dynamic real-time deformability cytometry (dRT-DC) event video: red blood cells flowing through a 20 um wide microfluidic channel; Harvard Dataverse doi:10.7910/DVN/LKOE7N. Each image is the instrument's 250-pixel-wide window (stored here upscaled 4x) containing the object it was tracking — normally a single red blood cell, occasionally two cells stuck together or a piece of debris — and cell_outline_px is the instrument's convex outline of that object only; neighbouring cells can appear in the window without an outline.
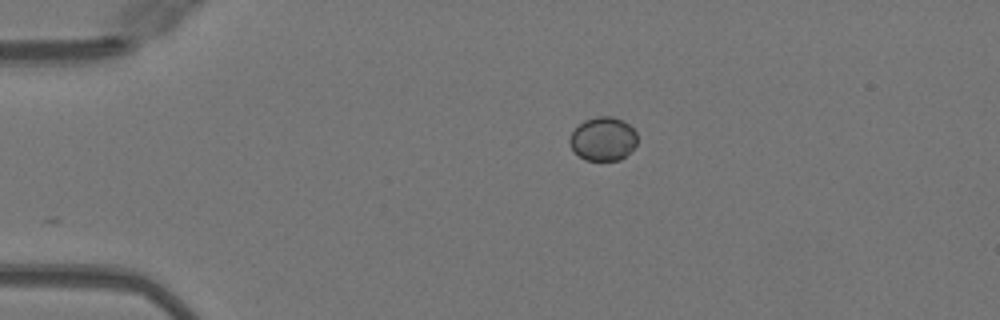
{"species": "Egyptian fruit bat (a non-hibernating species)", "species_latin": "Rousettus aegyptiacus", "temperature_condition": "warm", "stored_images_in_passage": 30, "camera_frame_rate_fps": 3000, "um_per_image_px": 0.085, "animal": {"sex": "female"}, "frame": {"image": 1, "passage_image": 1, "time_ms": 0.0, "image_size_px": [1000, 320], "cell_outline_px": [[636, 144], [620, 160], [584, 160], [572, 148], [568, 140], [572, 132], [584, 120], [596, 116], [612, 116], [628, 124], [636, 132]], "centroid_in_image_um": [51.24, 11.8], "position_along_channel_um": 33.8, "area_um2": 16.94}}
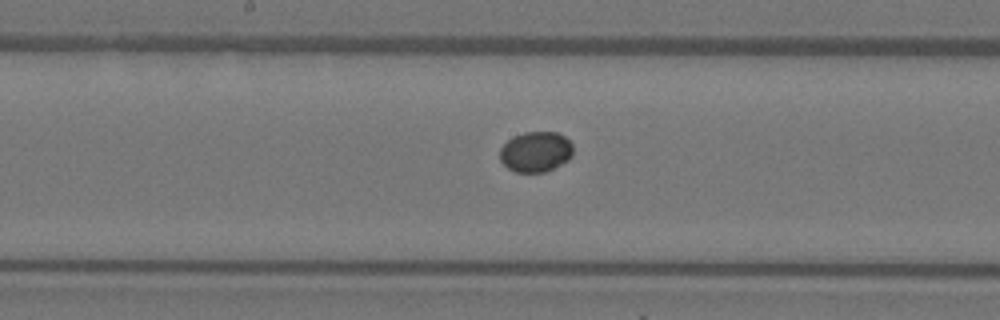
{"frame": {"image": 2, "passage_image": 17, "time_ms": 5.333, "image_size_px": [1000, 320], "cell_outline_px": [[572, 156], [568, 160], [544, 172], [516, 172], [508, 168], [500, 160], [500, 148], [512, 136], [524, 132], [556, 132], [564, 136], [572, 144]], "centroid_in_image_um": [45.52, 12.89], "position_along_channel_um": 202.7, "area_um2": 17.17}}
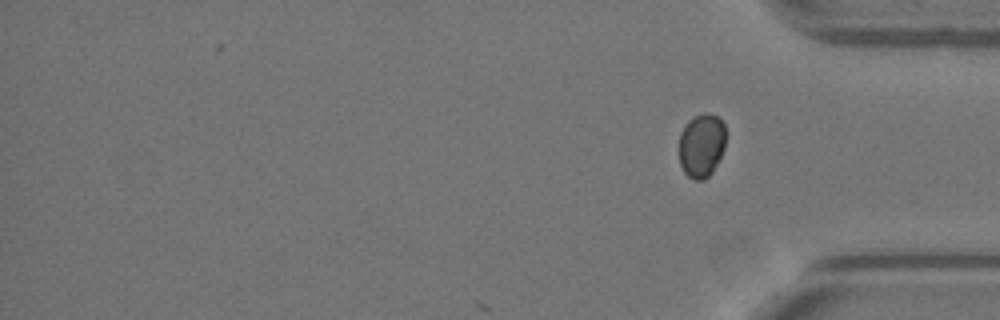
{"frame": {"image": 3, "passage_image": 30, "time_ms": 9.667, "image_size_px": [1000, 320], "cell_outline_px": [[724, 148], [712, 172], [704, 180], [692, 180], [684, 172], [680, 164], [680, 132], [684, 124], [688, 120], [704, 112], [708, 112], [716, 116], [724, 124]], "centroid_in_image_um": [59.61, 12.35], "position_along_channel_um": 375.6, "area_um2": 17.28}}